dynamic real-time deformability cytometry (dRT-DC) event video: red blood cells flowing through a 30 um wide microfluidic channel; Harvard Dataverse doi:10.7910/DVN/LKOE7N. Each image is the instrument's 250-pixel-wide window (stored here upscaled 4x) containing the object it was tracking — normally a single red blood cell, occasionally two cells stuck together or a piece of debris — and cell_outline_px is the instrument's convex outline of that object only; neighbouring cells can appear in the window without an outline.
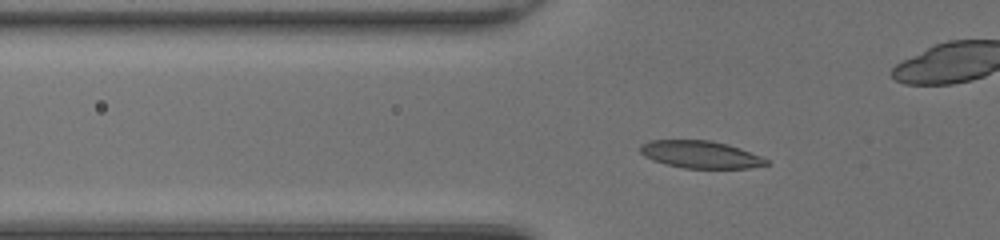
{"species": "common noctule bat (a hibernating species)", "species_latin": "Nyctalus noctula", "temperature_condition": "room temperature", "stored_images_in_passage": 44, "camera_frame_rate_fps": 3000, "um_per_image_px": 0.085, "animal": {"sex": "female", "body_mass_g": 20.0, "forearm_length_mm": 54.0}, "frame": {"image": 1, "passage_image": 11, "time_ms": 3.333, "image_size_px": [1000, 240], "cell_outline_px": [[772, 164], [748, 168], [684, 168], [668, 164], [644, 156], [640, 152], [640, 144], [648, 140], [708, 140], [728, 144], [740, 148], [760, 156], [768, 160]], "centroid_in_image_um": [59.56, 13.12], "position_along_channel_um": 66.2, "area_um2": 20.0}}
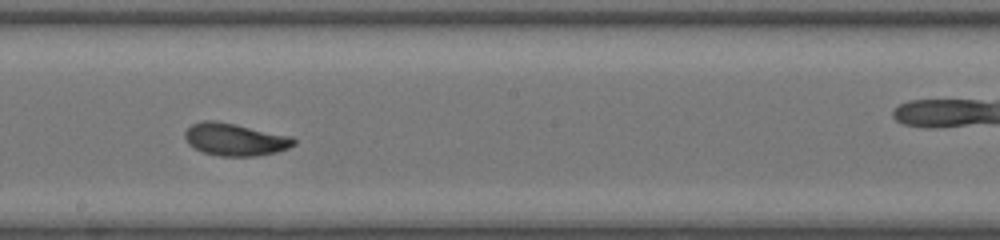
{"frame": {"image": 2, "passage_image": 23, "time_ms": 7.333, "image_size_px": [1000, 240], "cell_outline_px": [[296, 144], [288, 148], [276, 152], [256, 156], [220, 156], [200, 152], [188, 144], [184, 136], [184, 132], [192, 124], [204, 120], [216, 120], [292, 136], [296, 140]], "centroid_in_image_um": [19.96, 11.86], "position_along_channel_um": 228.2, "area_um2": 20.75}}
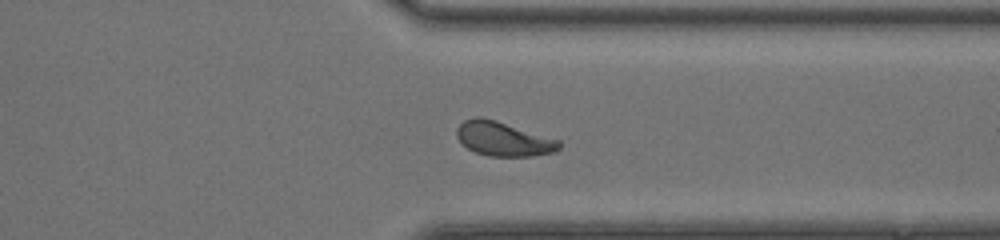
{"frame": {"image": 3, "passage_image": 33, "time_ms": 10.667, "image_size_px": [1000, 240], "cell_outline_px": [[560, 148], [556, 152], [532, 156], [488, 156], [476, 152], [468, 148], [456, 136], [456, 128], [464, 120], [476, 116], [480, 116], [496, 120], [560, 140]], "centroid_in_image_um": [42.79, 11.8], "position_along_channel_um": 368.6, "area_um2": 20.46}, "authors_computed_cell_mechanics": {"area_um2": 20.2589, "velocity_mm_per_s": 4.211, "shape_relaxation_time_tau1_ms": 3.4925, "shape_relaxation_time_tau2_ms": 0.9995, "deformation_change_tau1": 0.1523, "deformation_change_tau2": 0.0578}}